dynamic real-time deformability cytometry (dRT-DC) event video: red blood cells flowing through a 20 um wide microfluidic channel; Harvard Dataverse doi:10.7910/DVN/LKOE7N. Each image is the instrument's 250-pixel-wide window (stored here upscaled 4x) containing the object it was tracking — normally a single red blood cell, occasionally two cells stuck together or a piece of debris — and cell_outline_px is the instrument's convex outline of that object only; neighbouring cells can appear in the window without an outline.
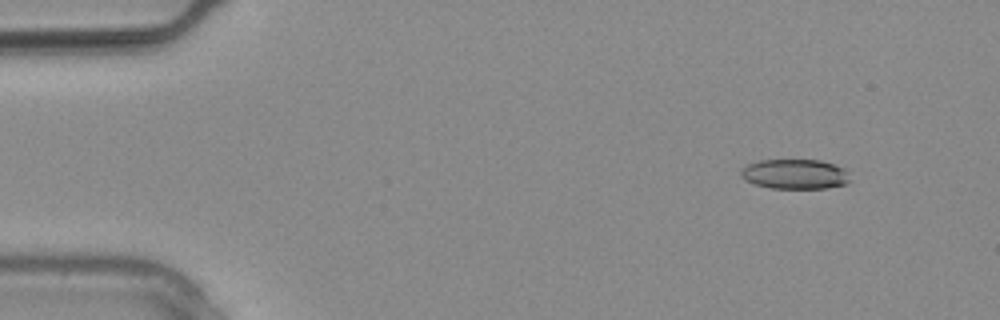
{"species": "common noctule bat (a hibernating species)", "species_latin": "Nyctalus noctula", "temperature_condition": "warm", "stored_images_in_passage": 9, "camera_frame_rate_fps": 3000, "um_per_image_px": 0.085, "animal": {"sex": "male", "body_mass_g": 20.4}, "frame": {"image": 1, "passage_image": 3, "time_ms": 0.667, "image_size_px": [1000, 320], "cell_outline_px": [[852, 180], [848, 184], [828, 188], [772, 188], [756, 184], [744, 180], [740, 176], [740, 172], [748, 164], [760, 160], [820, 160], [844, 168]], "centroid_in_image_um": [67.6, 14.8], "position_along_channel_um": 17.4, "area_um2": 19.02}}
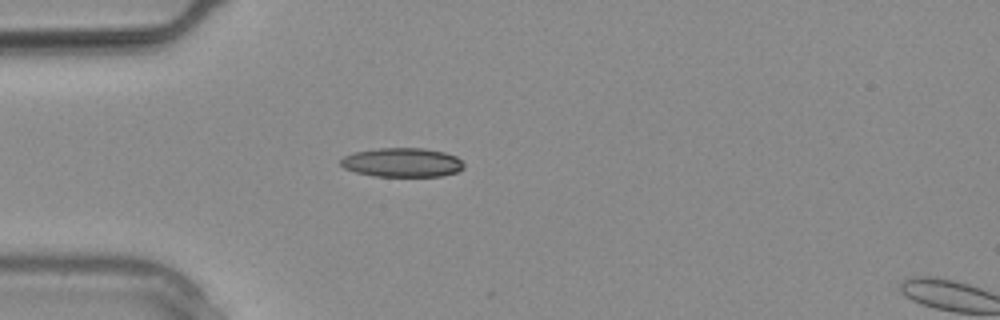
{"frame": {"image": 2, "passage_image": 8, "time_ms": 2.333, "image_size_px": [1000, 320], "cell_outline_px": [[464, 168], [456, 172], [440, 176], [376, 176], [356, 172], [344, 168], [340, 164], [340, 160], [344, 156], [352, 152], [380, 148], [424, 148], [444, 152], [456, 156], [464, 164]], "centroid_in_image_um": [34.18, 13.8], "position_along_channel_um": 50.8, "area_um2": 20.87}}